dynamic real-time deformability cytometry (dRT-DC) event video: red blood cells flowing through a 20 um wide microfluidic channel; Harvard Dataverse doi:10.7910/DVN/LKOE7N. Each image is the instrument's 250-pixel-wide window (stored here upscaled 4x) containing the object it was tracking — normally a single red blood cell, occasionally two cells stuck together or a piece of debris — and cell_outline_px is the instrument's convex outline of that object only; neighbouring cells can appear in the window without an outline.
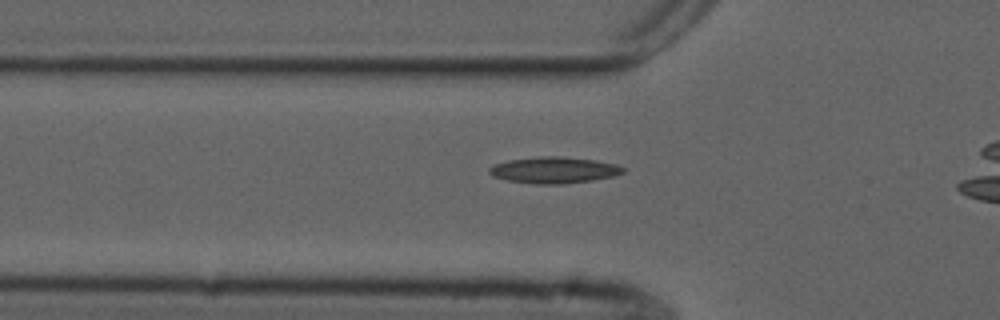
{"species": "common noctule bat (a hibernating species)", "species_latin": "Nyctalus noctula", "temperature_condition": "cold", "stored_images_in_passage": 39, "camera_frame_rate_fps": 3000, "um_per_image_px": 0.085, "animal": {"sex": "male", "forearm_length_mm": 52.5}, "frame": {"image": 1, "passage_image": 12, "time_ms": 3.667, "image_size_px": [1000, 320], "cell_outline_px": [[624, 172], [612, 176], [592, 180], [560, 184], [532, 184], [508, 180], [492, 176], [488, 172], [488, 168], [496, 164], [508, 160], [540, 156], [560, 156], [596, 160], [616, 164], [624, 168]], "centroid_in_image_um": [47.06, 14.45], "position_along_channel_um": 78.7, "area_um2": 20.46}}
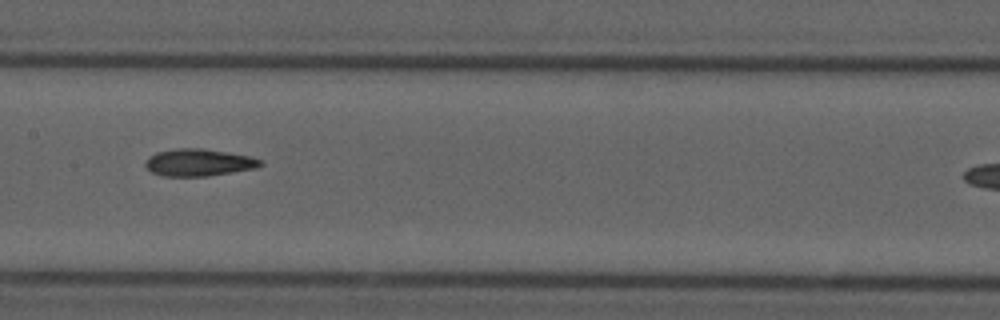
{"frame": {"image": 2, "passage_image": 21, "time_ms": 6.667, "image_size_px": [1000, 320], "cell_outline_px": [[264, 164], [256, 168], [208, 176], [164, 176], [152, 172], [144, 164], [148, 156], [156, 152], [176, 148], [204, 148], [252, 156], [264, 160]], "centroid_in_image_um": [16.93, 13.8], "position_along_channel_um": 190.5, "area_um2": 18.44}}
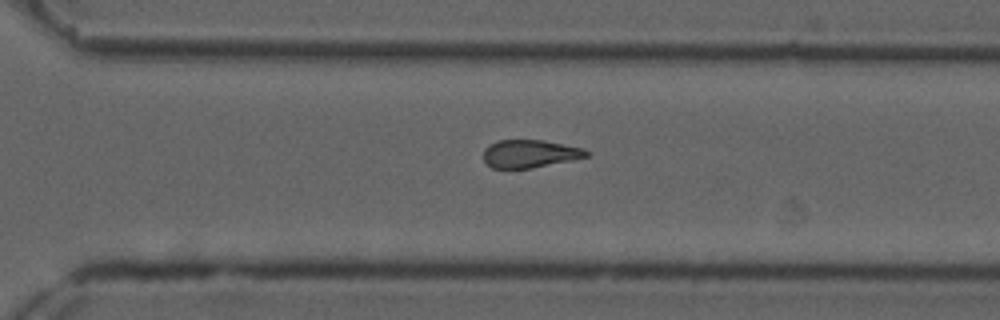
{"frame": {"image": 3, "passage_image": 32, "time_ms": 10.333, "image_size_px": [1000, 320], "cell_outline_px": [[588, 156], [572, 160], [532, 168], [492, 168], [484, 160], [484, 148], [488, 144], [496, 140], [544, 140], [584, 148], [588, 152]], "centroid_in_image_um": [45.02, 13.05], "position_along_channel_um": 325.6, "area_um2": 16.76}}